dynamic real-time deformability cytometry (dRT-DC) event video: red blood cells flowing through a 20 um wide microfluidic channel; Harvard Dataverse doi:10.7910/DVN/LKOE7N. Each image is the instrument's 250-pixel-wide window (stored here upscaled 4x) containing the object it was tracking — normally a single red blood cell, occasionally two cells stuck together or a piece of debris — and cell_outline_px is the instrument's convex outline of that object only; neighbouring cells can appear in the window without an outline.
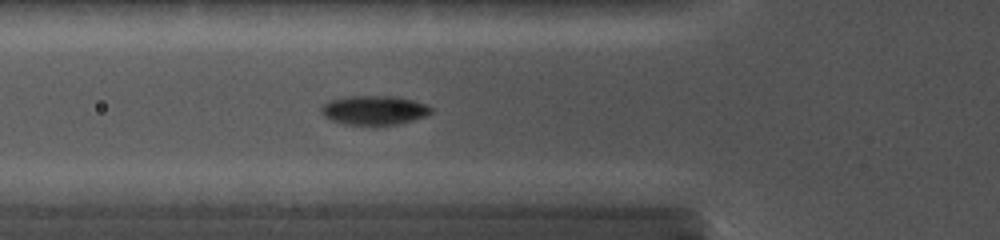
{"species": "common noctule bat (a hibernating species)", "species_latin": "Nyctalus noctula", "temperature_condition": "cold", "stored_images_in_passage": 27, "camera_frame_rate_fps": 5000, "um_per_image_px": 0.085, "animal": {"sex": "female", "body_mass_g": 19.0, "forearm_length_mm": 56.7}, "frame": {"image": 1, "passage_image": 2, "time_ms": 0.4, "image_size_px": [1000, 240], "cell_outline_px": [[432, 112], [424, 116], [400, 124], [344, 124], [332, 120], [324, 116], [320, 108], [324, 104], [332, 100], [352, 96], [396, 96], [412, 100], [424, 104], [432, 108]], "centroid_in_image_um": [31.81, 9.36], "position_along_channel_um": 94.0, "area_um2": 18.26}}
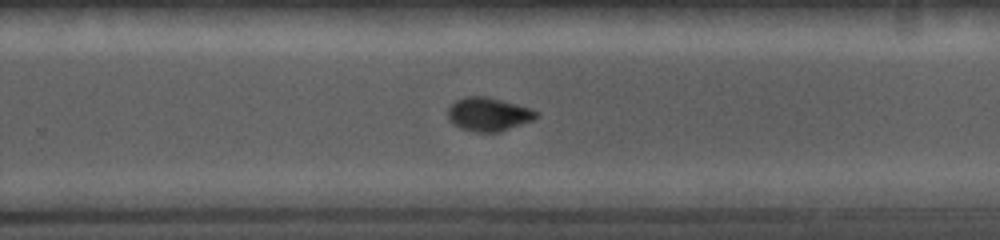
{"frame": {"image": 2, "passage_image": 14, "time_ms": 5.2, "image_size_px": [1000, 240], "cell_outline_px": [[540, 116], [532, 120], [500, 132], [476, 132], [460, 128], [452, 124], [448, 116], [448, 108], [456, 100], [468, 96], [484, 96], [532, 108], [540, 112]], "centroid_in_image_um": [41.54, 9.72], "position_along_channel_um": 288.3, "area_um2": 17.28}}
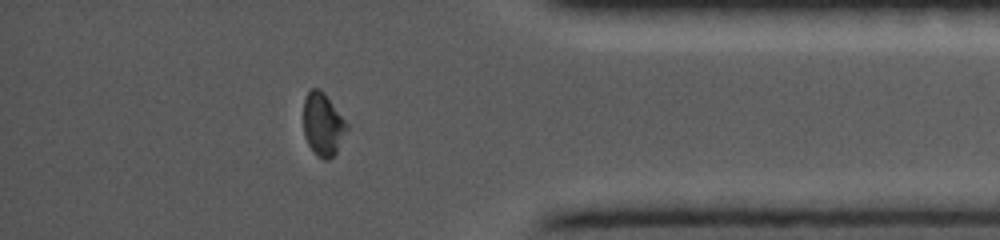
{"frame": {"image": 3, "passage_image": 22, "time_ms": 8.4, "image_size_px": [1000, 240], "cell_outline_px": [[348, 128], [336, 152], [328, 160], [324, 160], [316, 156], [308, 144], [304, 132], [304, 100], [308, 92], [312, 88], [320, 88], [324, 92], [348, 124]], "centroid_in_image_um": [27.44, 10.57], "position_along_channel_um": 407.8, "area_um2": 15.78}}